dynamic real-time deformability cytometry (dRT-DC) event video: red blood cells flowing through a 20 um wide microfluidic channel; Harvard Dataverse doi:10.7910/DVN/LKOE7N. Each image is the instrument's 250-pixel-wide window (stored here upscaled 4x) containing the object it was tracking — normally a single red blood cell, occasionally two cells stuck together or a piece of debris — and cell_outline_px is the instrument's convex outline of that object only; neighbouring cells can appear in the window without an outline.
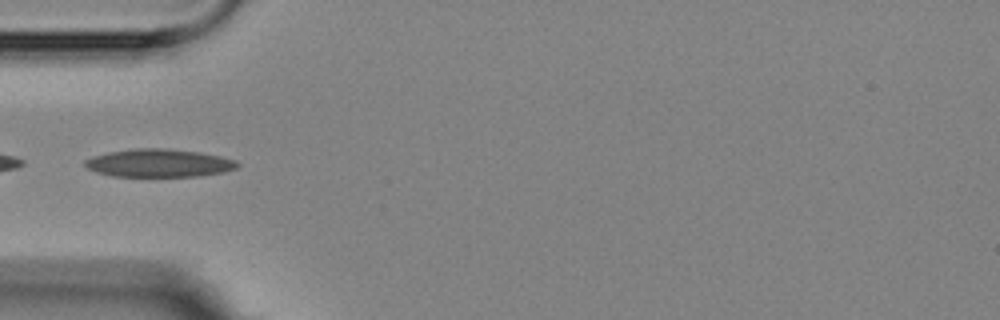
{"species": "Egyptian fruit bat (a non-hibernating species)", "species_latin": "Rousettus aegyptiacus", "temperature_condition": "room temperature", "stored_images_in_passage": 6, "camera_frame_rate_fps": 3000, "um_per_image_px": 0.085, "animal": {"sex": "female"}, "frame": {"image": 1, "passage_image": 4, "time_ms": 4.333, "image_size_px": [1000, 320], "cell_outline_px": [[240, 164], [236, 168], [224, 172], [200, 176], [112, 176], [96, 172], [88, 168], [84, 164], [84, 160], [92, 156], [108, 152], [136, 148], [164, 148], [200, 152], [220, 156], [236, 160]], "centroid_in_image_um": [13.51, 13.86], "position_along_channel_um": 71.5, "area_um2": 24.91}}
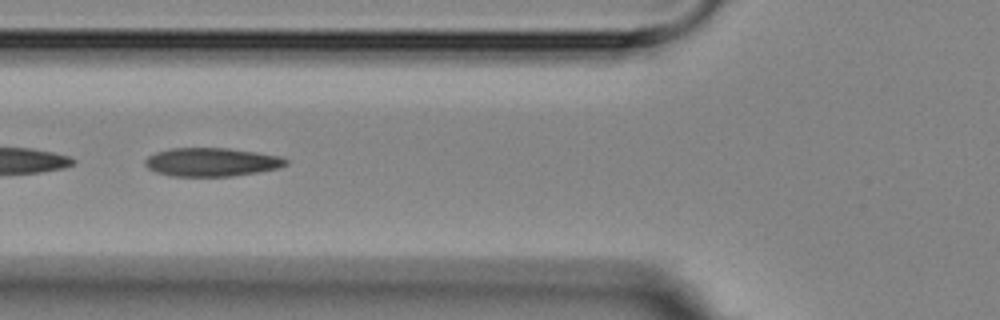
{"frame": {"image": 2, "passage_image": 5, "time_ms": 5.333, "image_size_px": [1000, 320], "cell_outline_px": [[288, 164], [276, 168], [256, 172], [232, 176], [172, 176], [156, 172], [148, 168], [144, 164], [144, 160], [148, 156], [156, 152], [172, 148], [228, 148], [256, 152], [280, 156], [288, 160]], "centroid_in_image_um": [17.96, 13.77], "position_along_channel_um": 107.8, "area_um2": 23.29}}
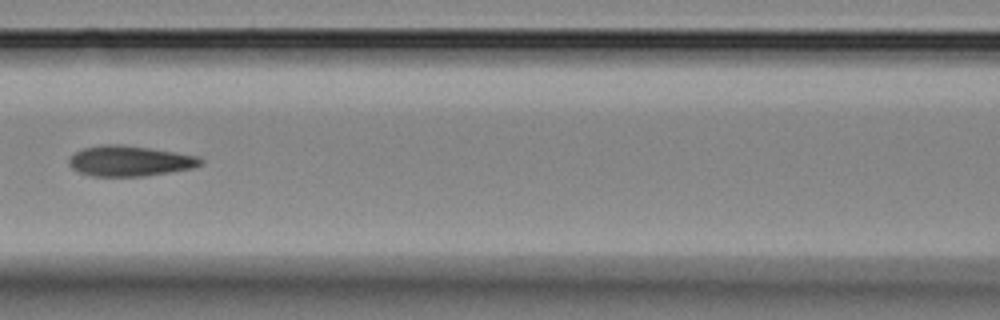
{"frame": {"image": 3, "passage_image": 6, "time_ms": 6.667, "image_size_px": [1000, 320], "cell_outline_px": [[204, 160], [200, 164], [192, 168], [144, 176], [92, 176], [80, 172], [72, 168], [68, 164], [68, 160], [76, 152], [84, 148], [104, 144], [120, 144], [176, 152], [200, 156]], "centroid_in_image_um": [11.03, 13.68], "position_along_channel_um": 155.6, "area_um2": 23.18}}